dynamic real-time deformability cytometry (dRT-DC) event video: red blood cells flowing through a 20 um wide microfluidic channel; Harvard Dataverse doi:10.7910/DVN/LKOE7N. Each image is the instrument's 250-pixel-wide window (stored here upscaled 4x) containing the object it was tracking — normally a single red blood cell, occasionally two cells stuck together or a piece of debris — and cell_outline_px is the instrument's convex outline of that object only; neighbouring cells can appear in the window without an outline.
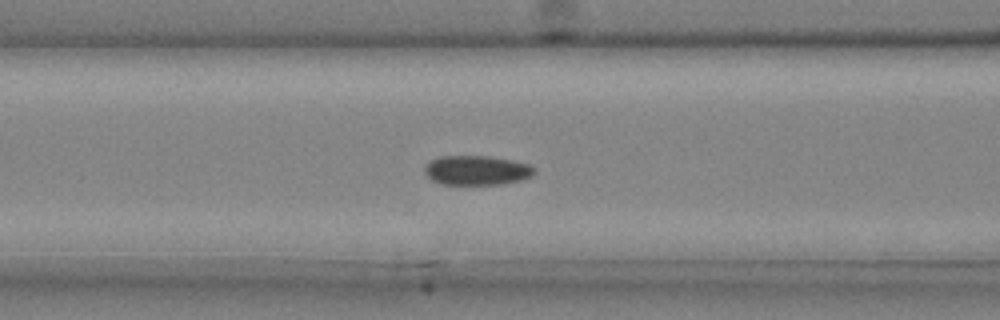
{"species": "common noctule bat (a hibernating species)", "species_latin": "Nyctalus noctula", "temperature_condition": "cold", "stored_images_in_passage": 41, "camera_frame_rate_fps": 3000, "um_per_image_px": 0.085, "animal": {"sex": "male", "body_mass_g": 20.4}, "frame": {"image": 1, "passage_image": 17, "time_ms": 5.333, "image_size_px": [1000, 320], "cell_outline_px": [[536, 172], [532, 176], [520, 180], [504, 184], [440, 184], [432, 180], [424, 172], [424, 168], [432, 160], [440, 156], [488, 156], [512, 160], [528, 164], [536, 168]], "centroid_in_image_um": [40.55, 14.48], "position_along_channel_um": 126.1, "area_um2": 18.84}}
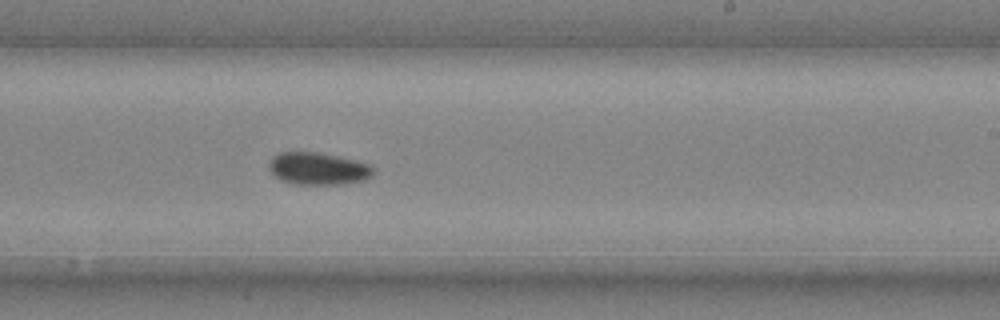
{"frame": {"image": 2, "passage_image": 26, "time_ms": 8.333, "image_size_px": [1000, 320], "cell_outline_px": [[376, 168], [372, 176], [364, 180], [344, 184], [292, 184], [280, 180], [268, 168], [268, 164], [272, 156], [280, 152], [316, 152], [336, 156], [372, 164]], "centroid_in_image_um": [27.05, 14.34], "position_along_channel_um": 261.9, "area_um2": 19.83}}
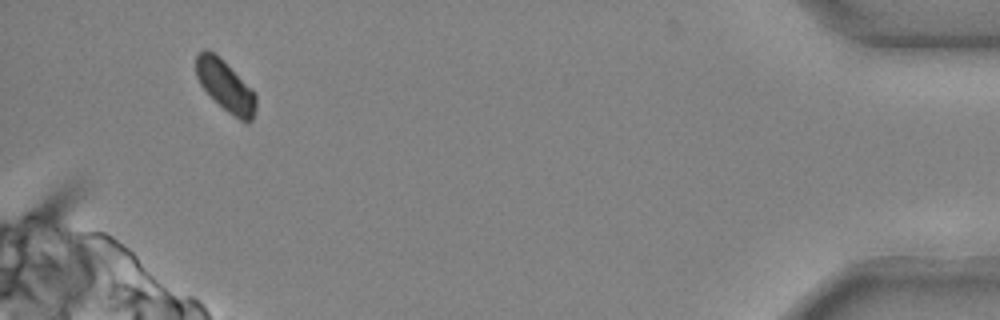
{"frame": {"image": 3, "passage_image": 40, "time_ms": 13.0, "image_size_px": [1000, 320], "cell_outline_px": [[256, 108], [252, 120], [248, 124], [240, 120], [228, 112], [200, 84], [196, 76], [196, 56], [204, 48], [212, 52], [252, 88], [256, 96]], "centroid_in_image_um": [19.19, 7.33], "position_along_channel_um": 416.0, "area_um2": 17.28}}